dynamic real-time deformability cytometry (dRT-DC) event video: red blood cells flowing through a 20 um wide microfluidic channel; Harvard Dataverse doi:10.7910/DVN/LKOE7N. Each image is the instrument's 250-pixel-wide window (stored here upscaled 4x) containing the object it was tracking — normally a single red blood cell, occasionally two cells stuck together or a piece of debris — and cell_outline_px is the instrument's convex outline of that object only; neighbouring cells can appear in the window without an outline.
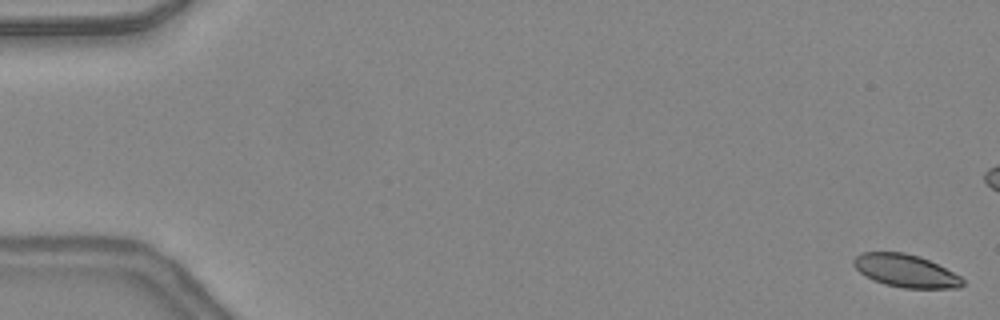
{"species": "common noctule bat (a hibernating species)", "species_latin": "Nyctalus noctula", "temperature_condition": "warm", "stored_images_in_passage": 49, "camera_frame_rate_fps": 3000, "um_per_image_px": 0.085, "animal": {"sex": "female", "body_mass_g": 24.6, "forearm_length_mm": 56.2}, "frame": {"image": 1, "passage_image": 1, "time_ms": 0.0, "image_size_px": [1000, 320], "cell_outline_px": [[964, 284], [960, 288], [904, 288], [884, 284], [872, 280], [864, 276], [852, 264], [852, 260], [860, 252], [904, 252], [920, 256], [960, 276], [964, 280]], "centroid_in_image_um": [76.94, 23.02], "position_along_channel_um": 8.1, "area_um2": 20.87}}
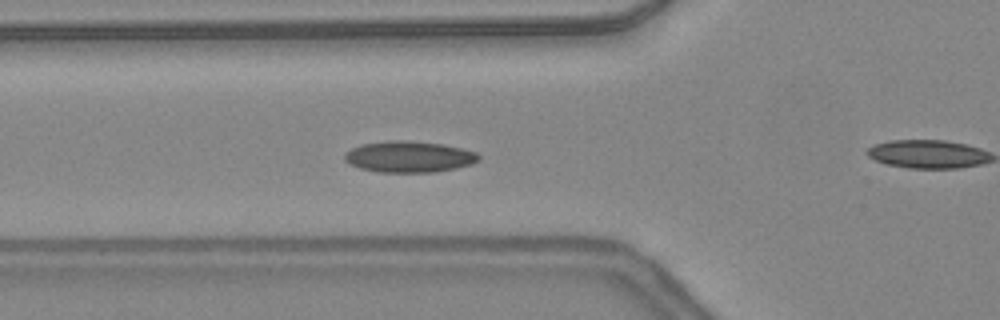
{"frame": {"image": 2, "passage_image": 18, "time_ms": 5.667, "image_size_px": [1000, 320], "cell_outline_px": [[480, 160], [472, 164], [456, 168], [436, 172], [376, 172], [360, 168], [348, 164], [344, 160], [344, 152], [360, 144], [392, 140], [408, 140], [440, 144], [460, 148], [476, 152], [480, 156]], "centroid_in_image_um": [34.73, 13.33], "position_along_channel_um": 91.1, "area_um2": 24.57}}
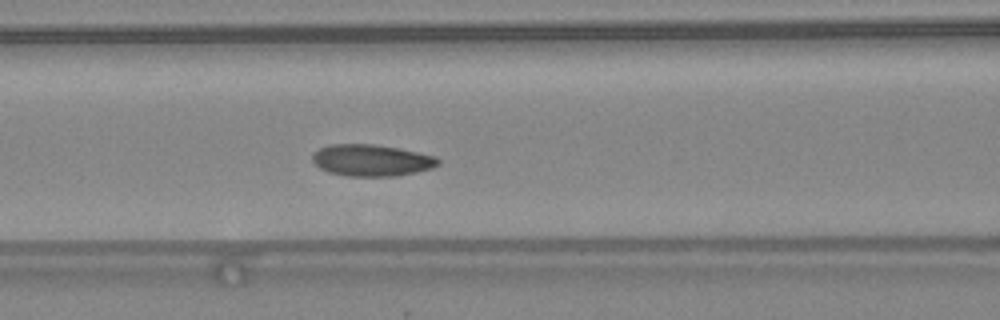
{"frame": {"image": 3, "passage_image": 21, "time_ms": 6.667, "image_size_px": [1000, 320], "cell_outline_px": [[440, 164], [432, 168], [416, 172], [396, 176], [344, 176], [328, 172], [320, 168], [312, 160], [312, 156], [320, 148], [332, 144], [372, 144], [400, 148], [436, 156], [440, 160]], "centroid_in_image_um": [31.61, 13.63], "position_along_channel_um": 135.0, "area_um2": 23.24}, "authors_computed_cell_mechanics": {"area_um2": 22.7154, "velocity_mm_per_s": 4.3382, "shape_relaxation_time_tau1_ms": 9.3372, "shape_relaxation_time_tau2_ms": 4.3908, "deformation_change_tau1": 0.1831, "deformation_change_tau2": 0.1104}}